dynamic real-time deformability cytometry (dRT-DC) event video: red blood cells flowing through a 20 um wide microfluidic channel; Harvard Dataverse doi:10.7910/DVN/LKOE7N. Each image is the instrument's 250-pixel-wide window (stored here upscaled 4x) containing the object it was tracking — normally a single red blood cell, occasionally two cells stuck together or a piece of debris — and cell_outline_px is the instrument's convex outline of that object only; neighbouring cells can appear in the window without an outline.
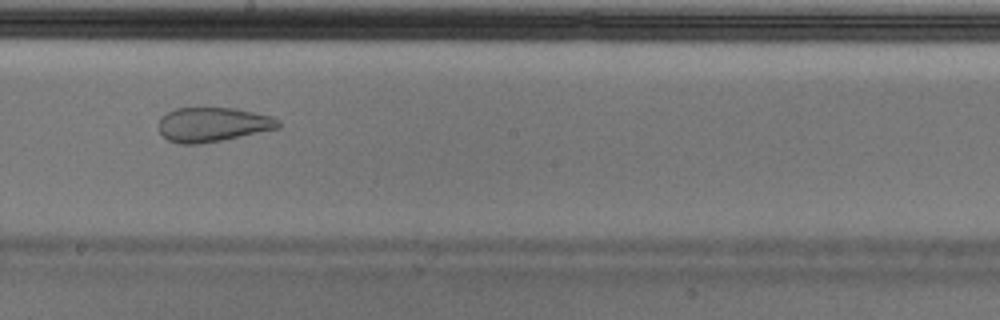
{"species": "Egyptian fruit bat (a non-hibernating species)", "species_latin": "Rousettus aegyptiacus", "temperature_condition": "cold", "stored_images_in_passage": 51, "camera_frame_rate_fps": 3000, "um_per_image_px": 0.085, "animal": {"sex": "male"}, "frame": {"image": 1, "passage_image": 30, "time_ms": 9.667, "image_size_px": [1000, 320], "cell_outline_px": [[280, 128], [200, 144], [180, 144], [168, 140], [160, 132], [156, 124], [160, 116], [176, 108], [236, 108], [272, 116], [280, 120]], "centroid_in_image_um": [18.06, 10.58], "position_along_channel_um": 230.1, "area_um2": 24.1}}